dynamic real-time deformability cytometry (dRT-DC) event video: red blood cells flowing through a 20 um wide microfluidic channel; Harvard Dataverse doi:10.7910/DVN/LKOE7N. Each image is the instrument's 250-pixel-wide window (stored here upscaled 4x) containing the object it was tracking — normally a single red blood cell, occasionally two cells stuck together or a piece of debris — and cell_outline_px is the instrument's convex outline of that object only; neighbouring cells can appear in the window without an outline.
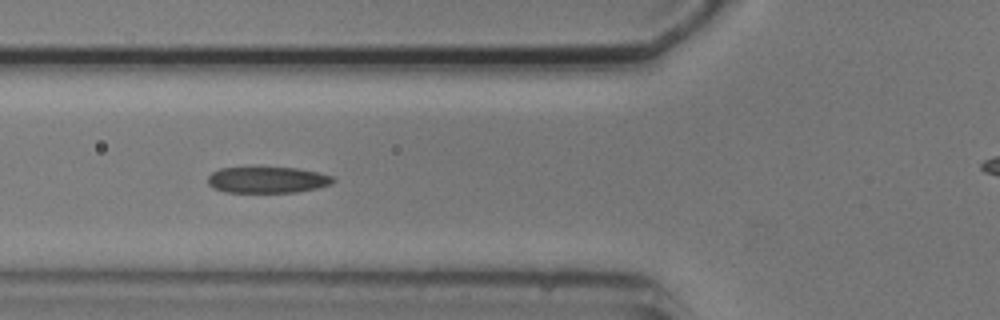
{"species": "common noctule bat (a hibernating species)", "species_latin": "Nyctalus noctula", "temperature_condition": "cold", "stored_images_in_passage": 8, "camera_frame_rate_fps": 3000, "um_per_image_px": 0.085, "animal": {"sex": "male", "body_mass_g": 20.5, "forearm_length_mm": 52.5}, "frame": {"image": 1, "passage_image": 6, "time_ms": 6.0, "image_size_px": [1000, 320], "cell_outline_px": [[336, 180], [332, 184], [316, 188], [296, 192], [228, 192], [212, 188], [208, 184], [208, 176], [212, 172], [220, 168], [256, 164], [296, 168], [320, 172], [332, 176]], "centroid_in_image_um": [22.69, 15.23], "position_along_channel_um": 103.1, "area_um2": 20.17}}
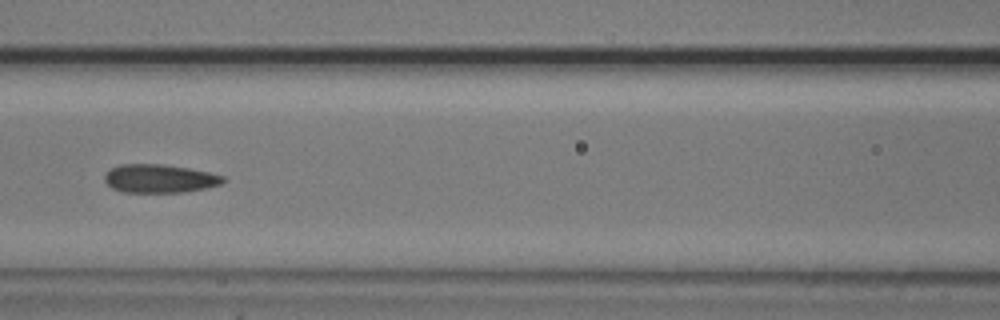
{"frame": {"image": 2, "passage_image": 7, "time_ms": 7.333, "image_size_px": [1000, 320], "cell_outline_px": [[224, 180], [220, 184], [204, 188], [184, 192], [124, 192], [112, 188], [104, 180], [104, 176], [112, 168], [120, 164], [164, 164], [188, 168], [208, 172], [224, 176]], "centroid_in_image_um": [13.54, 15.17], "position_along_channel_um": 153.1, "area_um2": 19.42}}